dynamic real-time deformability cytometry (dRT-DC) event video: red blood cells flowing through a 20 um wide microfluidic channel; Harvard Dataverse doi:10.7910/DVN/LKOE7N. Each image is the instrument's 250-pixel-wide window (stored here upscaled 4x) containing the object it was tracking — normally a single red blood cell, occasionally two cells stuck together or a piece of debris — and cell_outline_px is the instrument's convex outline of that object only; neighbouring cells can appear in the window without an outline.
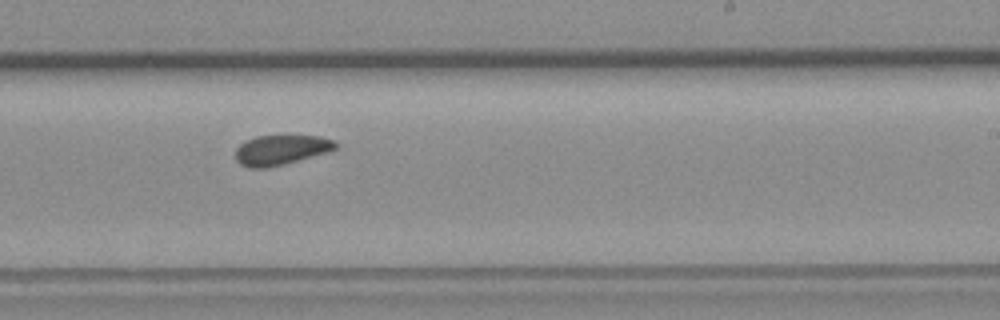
{"species": "common noctule bat (a hibernating species)", "species_latin": "Nyctalus noctula", "temperature_condition": "room temperature", "stored_images_in_passage": 11, "camera_frame_rate_fps": 3000, "um_per_image_px": 0.085, "animal": {"sex": "female", "body_mass_g": 19.3, "forearm_length_mm": 54.1}, "frame": {"image": 1, "passage_image": 7, "time_ms": 7.667, "image_size_px": [1000, 320], "cell_outline_px": [[336, 148], [328, 152], [264, 168], [252, 168], [240, 164], [236, 160], [236, 148], [244, 140], [256, 136], [320, 136], [336, 140]], "centroid_in_image_um": [23.86, 12.72], "position_along_channel_um": 265.1, "area_um2": 17.17}}
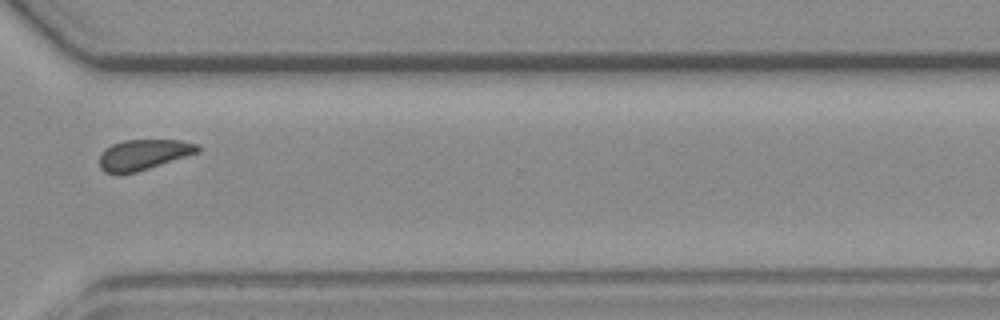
{"frame": {"image": 2, "passage_image": 9, "time_ms": 10.0, "image_size_px": [1000, 320], "cell_outline_px": [[200, 152], [136, 172], [104, 172], [100, 168], [100, 156], [112, 144], [124, 140], [180, 140], [200, 144]], "centroid_in_image_um": [12.27, 13.12], "position_along_channel_um": 358.3, "area_um2": 17.11}}
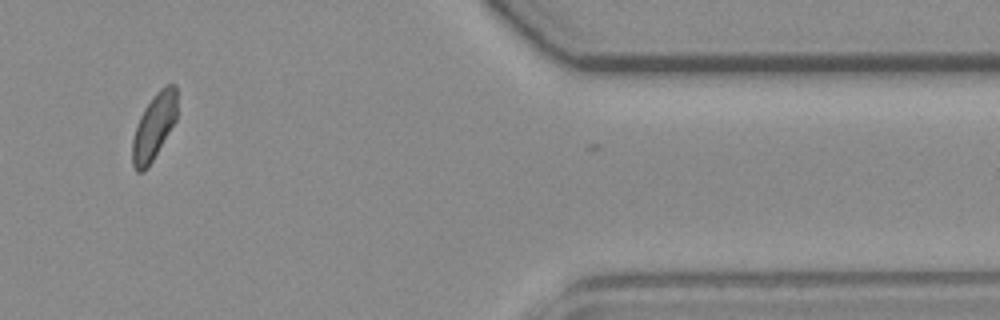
{"frame": {"image": 3, "passage_image": 10, "time_ms": 12.0, "image_size_px": [1000, 320], "cell_outline_px": [[176, 120], [152, 160], [144, 172], [136, 172], [132, 164], [132, 140], [140, 116], [144, 108], [156, 92], [160, 88], [168, 84], [176, 84]], "centroid_in_image_um": [13.07, 10.77], "position_along_channel_um": 398.3, "area_um2": 16.94}, "authors_computed_cell_mechanics": {"area_um2": 19.941, "velocity_mm_per_s": 3.994, "shape_relaxation_time_tau1_ms": 4.9739, "shape_relaxation_time_tau2_ms": 1.5797, "deformation_change_tau1": 0.0657, "deformation_change_tau2": 0.0474}}